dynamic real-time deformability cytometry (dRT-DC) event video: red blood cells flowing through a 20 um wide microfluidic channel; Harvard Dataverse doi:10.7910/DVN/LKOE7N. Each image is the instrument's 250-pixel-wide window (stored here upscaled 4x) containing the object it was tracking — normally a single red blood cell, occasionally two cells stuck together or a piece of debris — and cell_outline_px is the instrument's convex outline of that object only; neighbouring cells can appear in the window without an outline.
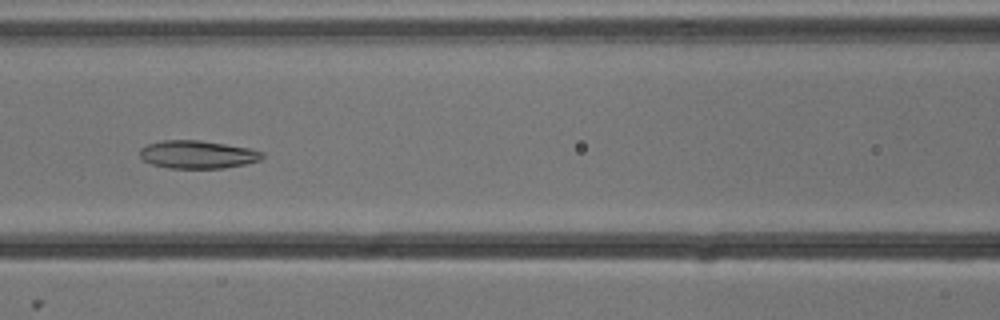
{"species": "common noctule bat (a hibernating species)", "species_latin": "Nyctalus noctula", "temperature_condition": "cold", "stored_images_in_passage": 8, "camera_frame_rate_fps": 3000, "um_per_image_px": 0.085, "animal": {"sex": "male", "body_mass_g": 13.3}, "frame": {"image": 1, "passage_image": 6, "time_ms": 1.667, "image_size_px": [1000, 320], "cell_outline_px": [[264, 156], [260, 160], [244, 164], [224, 168], [168, 168], [152, 164], [144, 160], [140, 156], [140, 148], [148, 144], [164, 140], [200, 140], [252, 148], [264, 152]], "centroid_in_image_um": [16.82, 13.13], "position_along_channel_um": 149.8, "area_um2": 20.0}}
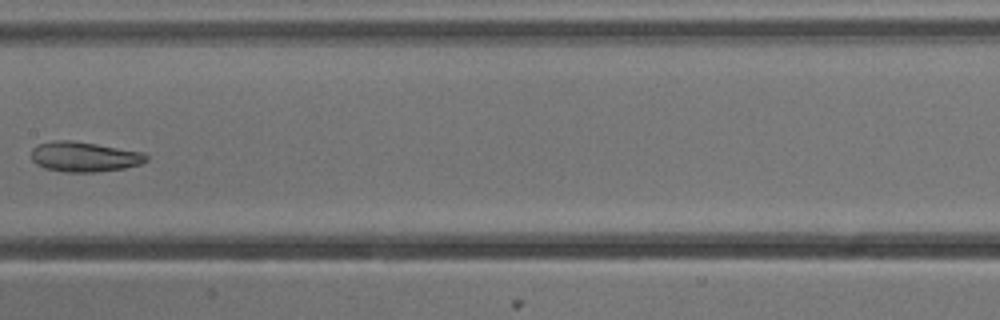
{"frame": {"image": 2, "passage_image": 7, "time_ms": 2.0, "image_size_px": [1000, 320], "cell_outline_px": [[148, 160], [140, 164], [124, 168], [96, 172], [64, 172], [44, 168], [36, 164], [32, 160], [32, 148], [36, 144], [52, 140], [72, 140], [144, 152], [148, 156]], "centroid_in_image_um": [7.14, 13.32], "position_along_channel_um": 200.3, "area_um2": 20.29}}
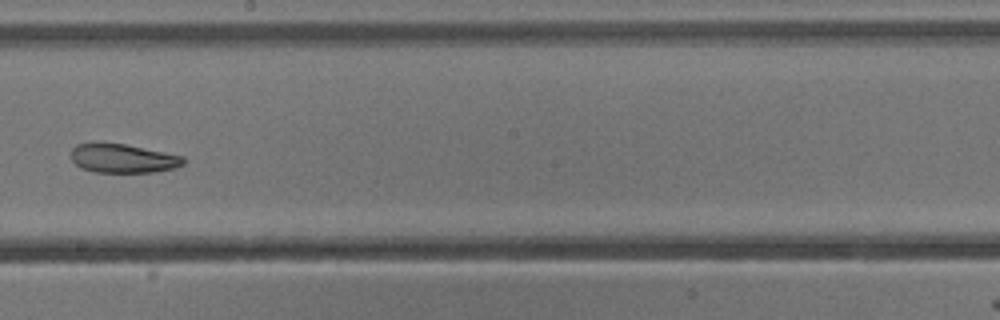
{"frame": {"image": 3, "passage_image": 8, "time_ms": 2.333, "image_size_px": [1000, 320], "cell_outline_px": [[184, 164], [176, 168], [156, 172], [92, 172], [80, 168], [72, 160], [72, 148], [76, 144], [100, 140], [124, 144], [184, 156]], "centroid_in_image_um": [10.41, 13.44], "position_along_channel_um": 237.8, "area_um2": 19.42}}